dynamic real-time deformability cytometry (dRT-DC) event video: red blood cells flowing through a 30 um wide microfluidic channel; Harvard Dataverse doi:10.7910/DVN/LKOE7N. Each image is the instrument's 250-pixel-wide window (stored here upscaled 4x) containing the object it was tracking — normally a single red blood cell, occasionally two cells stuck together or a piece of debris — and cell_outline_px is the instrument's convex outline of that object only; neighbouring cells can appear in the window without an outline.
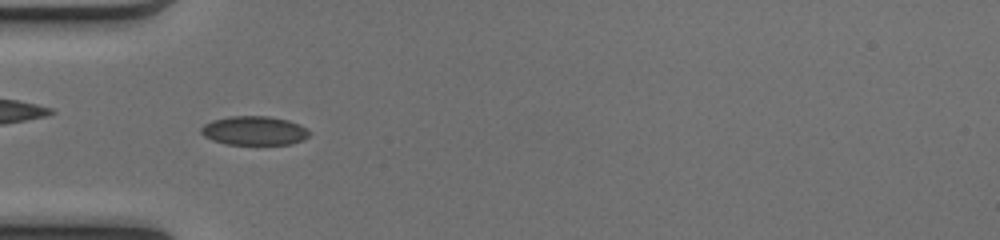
{"species": "common noctule bat (a hibernating species)", "species_latin": "Nyctalus noctula", "temperature_condition": "cold", "stored_images_in_passage": 49, "camera_frame_rate_fps": 3000, "um_per_image_px": 0.085, "animal": {"sex": "female", "body_mass_g": 17.0, "forearm_length_mm": 48.0}, "frame": {"image": 1, "passage_image": 15, "time_ms": 4.667, "image_size_px": [1000, 240], "cell_outline_px": [[308, 136], [304, 140], [292, 144], [224, 144], [212, 140], [204, 136], [200, 132], [200, 128], [204, 124], [212, 120], [228, 116], [268, 116], [288, 120], [300, 124], [308, 132]], "centroid_in_image_um": [21.57, 11.1], "position_along_channel_um": 63.4, "area_um2": 18.32}}
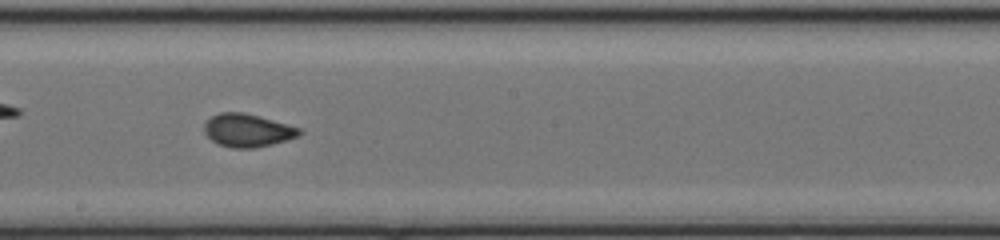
{"frame": {"image": 2, "passage_image": 27, "time_ms": 8.667, "image_size_px": [1000, 240], "cell_outline_px": [[304, 132], [296, 136], [272, 144], [256, 148], [232, 148], [216, 144], [204, 132], [204, 124], [212, 116], [220, 112], [244, 112], [260, 116], [288, 124], [300, 128]], "centroid_in_image_um": [21.02, 11.08], "position_along_channel_um": 227.2, "area_um2": 18.32}}
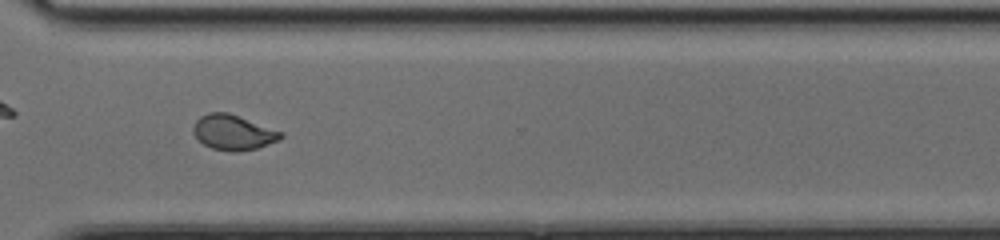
{"frame": {"image": 3, "passage_image": 36, "time_ms": 11.667, "image_size_px": [1000, 240], "cell_outline_px": [[284, 136], [280, 140], [256, 148], [236, 152], [232, 152], [212, 148], [204, 144], [192, 132], [192, 128], [196, 120], [200, 116], [208, 112], [228, 112], [284, 132]], "centroid_in_image_um": [19.83, 11.24], "position_along_channel_um": 350.8, "area_um2": 17.98}, "authors_computed_cell_mechanics": {"area_um2": 18.0914, "velocity_mm_per_s": 4.1218, "shape_relaxation_time_tau1_ms": 7.4686, "shape_relaxation_time_tau2_ms": 0.5329, "deformation_change_tau1": 0.1791, "deformation_change_tau2": 0.053}}